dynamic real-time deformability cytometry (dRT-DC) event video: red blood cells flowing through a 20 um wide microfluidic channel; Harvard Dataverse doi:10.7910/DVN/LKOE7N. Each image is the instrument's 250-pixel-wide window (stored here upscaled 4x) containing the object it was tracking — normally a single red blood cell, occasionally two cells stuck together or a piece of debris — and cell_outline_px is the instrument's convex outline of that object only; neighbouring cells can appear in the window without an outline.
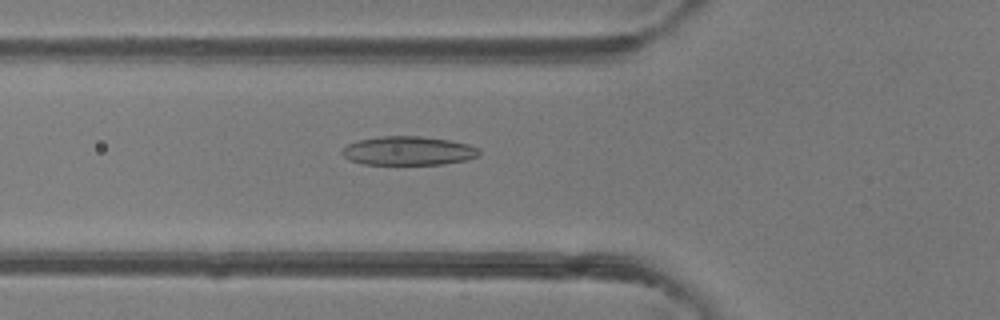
{"species": "common noctule bat (a hibernating species)", "species_latin": "Nyctalus noctula", "temperature_condition": "room temperature", "stored_images_in_passage": 50, "camera_frame_rate_fps": 3000, "um_per_image_px": 0.085, "animal": {"sex": "female"}, "frame": {"image": 1, "passage_image": 18, "time_ms": 5.667, "image_size_px": [1000, 320], "cell_outline_px": [[480, 156], [468, 160], [444, 164], [364, 164], [348, 160], [340, 152], [348, 144], [360, 140], [380, 136], [420, 136], [448, 140], [468, 144], [476, 148], [480, 152]], "centroid_in_image_um": [34.71, 12.82], "position_along_channel_um": 91.1, "area_um2": 23.0}}
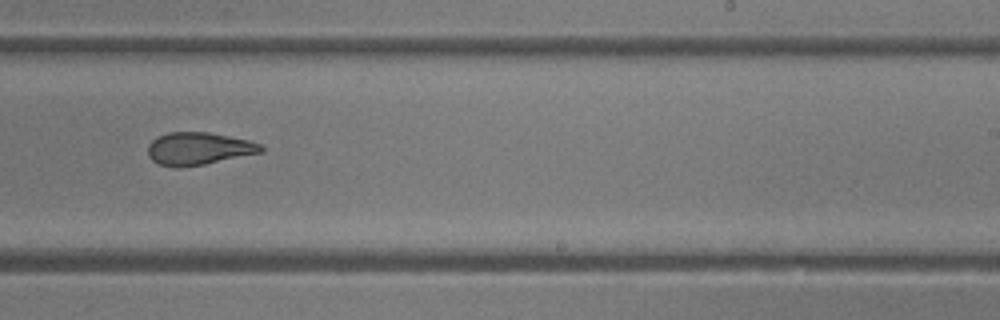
{"frame": {"image": 2, "passage_image": 31, "time_ms": 10.0, "image_size_px": [1000, 320], "cell_outline_px": [[264, 152], [204, 164], [180, 168], [176, 168], [160, 164], [152, 160], [148, 156], [148, 144], [156, 136], [168, 132], [208, 132], [248, 140], [260, 144], [264, 148]], "centroid_in_image_um": [16.86, 12.63], "position_along_channel_um": 272.1, "area_um2": 21.56}}
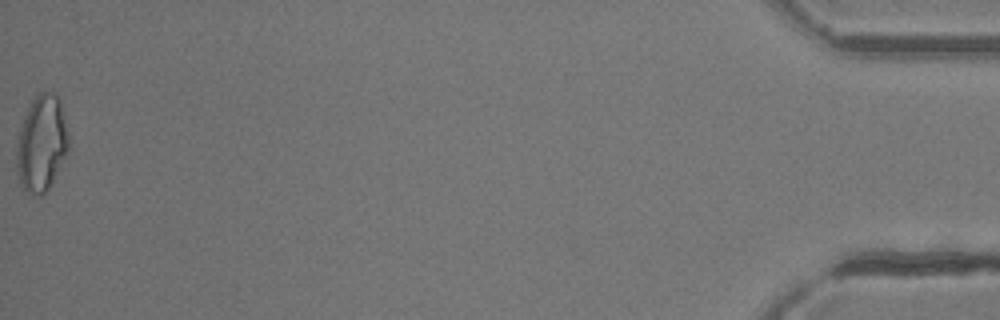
{"frame": {"image": 3, "passage_image": 50, "time_ms": 16.333, "image_size_px": [1000, 320], "cell_outline_px": [[68, 152], [48, 188], [40, 196], [32, 196], [24, 192], [20, 184], [16, 164], [16, 144], [20, 128], [24, 116], [32, 100], [40, 92], [52, 92], [60, 100], [64, 112], [68, 136]], "centroid_in_image_um": [3.52, 12.21], "position_along_channel_um": 431.7, "area_um2": 29.25}, "authors_computed_cell_mechanics": {"area_um2": 23.2067, "velocity_mm_per_s": 4.1613, "shape_relaxation_time_tau1_ms": 10.0361, "shape_relaxation_time_tau2_ms": 3.3504, "deformation_change_tau1": 0.2504, "deformation_change_tau2": 0.1229}}